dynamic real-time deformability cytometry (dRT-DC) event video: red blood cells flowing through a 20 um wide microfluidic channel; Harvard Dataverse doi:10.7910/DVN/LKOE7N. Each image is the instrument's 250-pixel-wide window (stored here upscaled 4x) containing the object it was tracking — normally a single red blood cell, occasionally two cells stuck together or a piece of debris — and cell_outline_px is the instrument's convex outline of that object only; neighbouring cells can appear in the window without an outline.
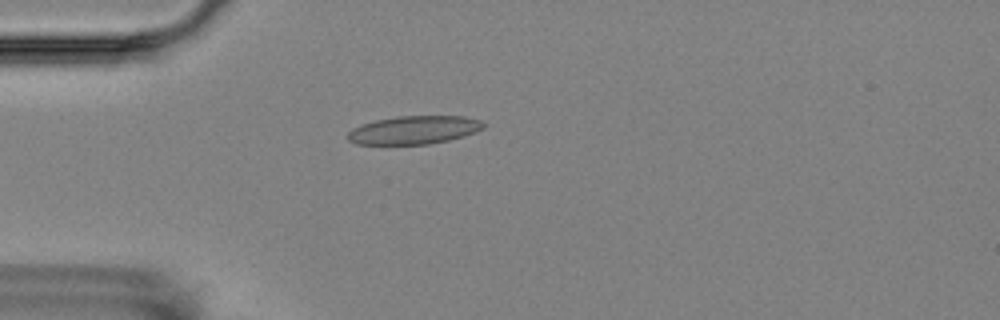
{"species": "Egyptian fruit bat (a non-hibernating species)", "species_latin": "Rousettus aegyptiacus", "temperature_condition": "room temperature", "stored_images_in_passage": 2, "camera_frame_rate_fps": 3000, "um_per_image_px": 0.085, "animal": {"sex": "female"}, "frame": {"image": 1, "passage_image": 2, "time_ms": 1.333, "image_size_px": [1000, 320], "cell_outline_px": [[484, 128], [476, 132], [464, 136], [448, 140], [428, 144], [356, 144], [348, 140], [348, 132], [352, 128], [376, 120], [396, 116], [464, 116], [480, 120], [484, 124]], "centroid_in_image_um": [35.2, 11.04], "position_along_channel_um": 49.8, "area_um2": 22.25}}